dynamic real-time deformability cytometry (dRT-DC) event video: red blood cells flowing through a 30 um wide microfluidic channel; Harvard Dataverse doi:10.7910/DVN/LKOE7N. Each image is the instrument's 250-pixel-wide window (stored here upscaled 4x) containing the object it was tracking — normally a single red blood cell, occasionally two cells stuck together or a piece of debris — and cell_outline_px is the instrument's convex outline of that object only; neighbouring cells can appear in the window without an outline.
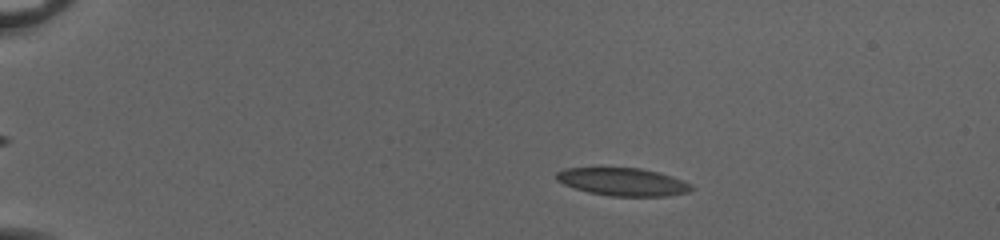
{"species": "common noctule bat (a hibernating species)", "species_latin": "Nyctalus noctula", "temperature_condition": "cold", "stored_images_in_passage": 55, "camera_frame_rate_fps": 3000, "um_per_image_px": 0.085, "animal": {"sex": "female", "body_mass_g": 20.0, "forearm_length_mm": 54.0}, "frame": {"image": 1, "passage_image": 12, "time_ms": 3.667, "image_size_px": [1000, 240], "cell_outline_px": [[692, 188], [688, 192], [668, 196], [608, 196], [588, 192], [564, 184], [556, 180], [556, 172], [568, 168], [640, 168], [656, 172], [692, 184]], "centroid_in_image_um": [52.91, 15.46], "position_along_channel_um": 32.1, "area_um2": 21.56}}
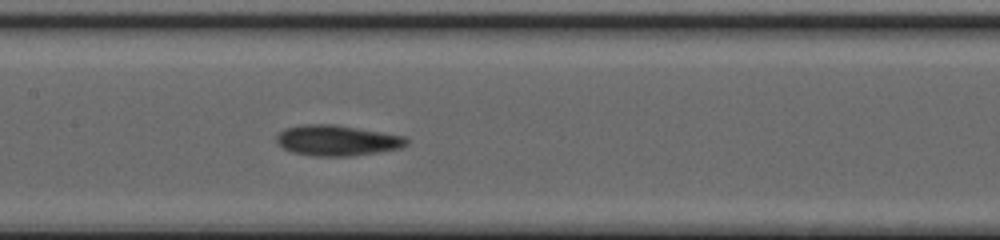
{"frame": {"image": 2, "passage_image": 30, "time_ms": 9.667, "image_size_px": [1000, 240], "cell_outline_px": [[408, 144], [400, 148], [380, 152], [352, 156], [316, 156], [292, 152], [284, 148], [276, 140], [276, 136], [280, 132], [288, 128], [304, 124], [336, 124], [404, 136], [408, 140]], "centroid_in_image_um": [28.68, 11.94], "position_along_channel_um": 178.7, "area_um2": 23.06}}
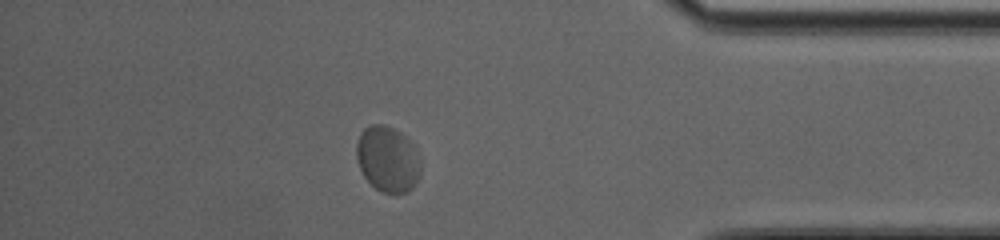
{"frame": {"image": 3, "passage_image": 49, "time_ms": 16.0, "image_size_px": [1000, 240], "cell_outline_px": [[420, 172], [412, 188], [408, 192], [396, 196], [380, 192], [364, 176], [360, 168], [356, 156], [356, 144], [364, 128], [372, 124], [380, 124], [392, 128], [400, 132], [412, 144], [420, 168]], "centroid_in_image_um": [32.92, 13.57], "position_along_channel_um": 402.3, "area_um2": 24.33}, "authors_computed_cell_mechanics": {"area_um2": 22.7732, "velocity_mm_per_s": 3.9105, "shape_relaxation_time_tau1_ms": 6.8858, "shape_relaxation_time_tau2_ms": 1.013, "deformation_change_tau1": 0.1291, "deformation_change_tau2": 0.0401}}